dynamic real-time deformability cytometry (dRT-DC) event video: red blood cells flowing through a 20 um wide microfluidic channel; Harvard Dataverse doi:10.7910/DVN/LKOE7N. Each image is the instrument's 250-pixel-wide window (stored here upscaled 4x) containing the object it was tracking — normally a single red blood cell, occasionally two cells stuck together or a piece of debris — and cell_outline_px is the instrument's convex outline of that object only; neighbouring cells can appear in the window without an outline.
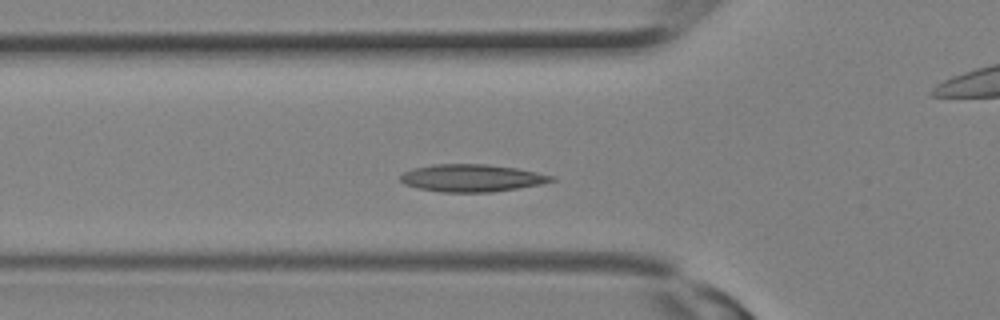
{"species": "Egyptian fruit bat (a non-hibernating species)", "species_latin": "Rousettus aegyptiacus", "temperature_condition": "room temperature", "stored_images_in_passage": 11, "camera_frame_rate_fps": 3000, "um_per_image_px": 0.085, "animal": {"sex": "female"}, "frame": {"image": 1, "passage_image": 7, "time_ms": 2.0, "image_size_px": [1000, 320], "cell_outline_px": [[556, 180], [544, 184], [492, 192], [440, 192], [416, 188], [404, 184], [400, 180], [400, 176], [404, 172], [412, 168], [432, 164], [488, 164], [516, 168], [556, 176]], "centroid_in_image_um": [40.11, 15.13], "position_along_channel_um": 85.7, "area_um2": 24.39}}
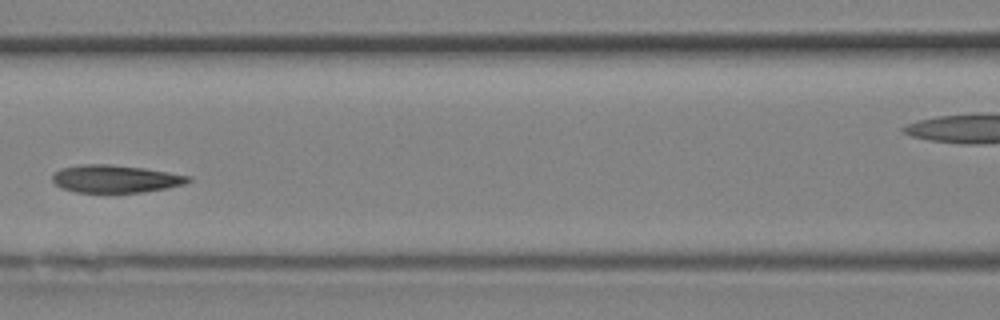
{"frame": {"image": 2, "passage_image": 10, "time_ms": 3.0, "image_size_px": [1000, 320], "cell_outline_px": [[192, 180], [184, 184], [168, 188], [144, 192], [76, 192], [60, 188], [52, 180], [52, 176], [60, 168], [80, 164], [108, 164], [144, 168], [192, 176]], "centroid_in_image_um": [9.82, 15.2], "position_along_channel_um": 156.8, "area_um2": 21.96}}